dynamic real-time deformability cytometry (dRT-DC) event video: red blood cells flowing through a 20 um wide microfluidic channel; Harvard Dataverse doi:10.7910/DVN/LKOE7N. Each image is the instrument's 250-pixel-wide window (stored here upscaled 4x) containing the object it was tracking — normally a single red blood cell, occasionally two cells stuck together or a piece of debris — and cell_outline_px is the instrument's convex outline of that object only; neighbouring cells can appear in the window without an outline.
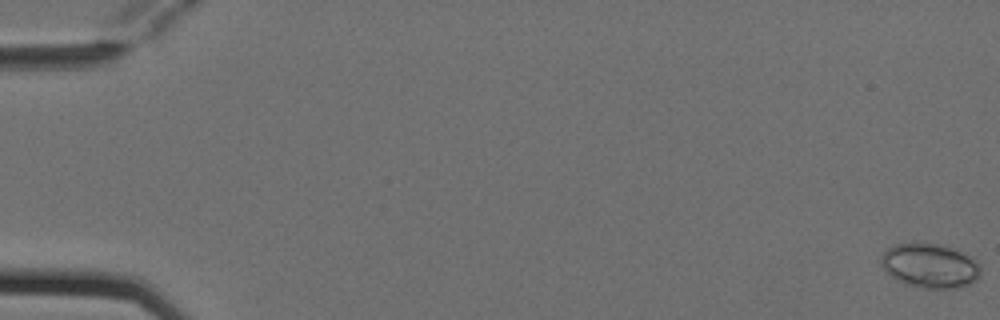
{"species": "Egyptian fruit bat (a non-hibernating species)", "species_latin": "Rousettus aegyptiacus", "temperature_condition": "cold", "stored_images_in_passage": 5, "camera_frame_rate_fps": 3000, "um_per_image_px": 0.085, "animal": {"sex": "female"}, "frame": {"image": 1, "passage_image": 1, "time_ms": 0.0, "image_size_px": [1000, 320], "cell_outline_px": [[980, 276], [976, 280], [960, 288], [924, 288], [904, 284], [892, 276], [880, 264], [880, 256], [888, 248], [896, 244], [936, 244], [952, 248], [972, 256], [980, 264]], "centroid_in_image_um": [79.07, 22.6], "position_along_channel_um": 5.9, "area_um2": 25.61}}
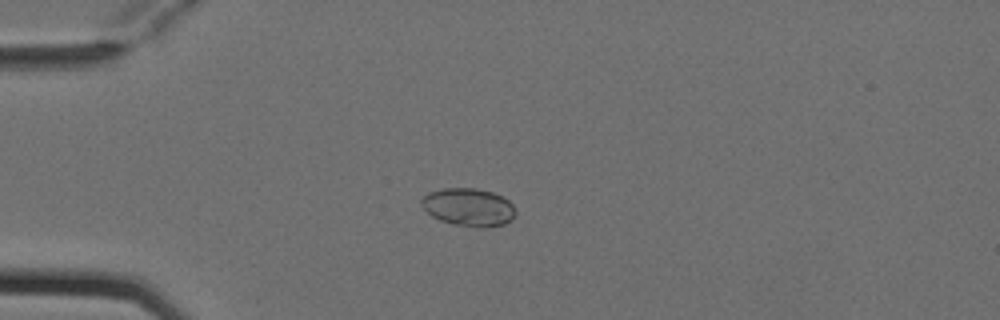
{"frame": {"image": 2, "passage_image": 5, "time_ms": 1.333, "image_size_px": [1000, 320], "cell_outline_px": [[516, 212], [512, 220], [504, 224], [484, 228], [452, 224], [440, 220], [432, 216], [420, 204], [420, 200], [428, 192], [444, 188], [476, 188], [492, 192], [508, 200], [512, 204]], "centroid_in_image_um": [39.82, 17.61], "position_along_channel_um": 45.2, "area_um2": 20.81}}